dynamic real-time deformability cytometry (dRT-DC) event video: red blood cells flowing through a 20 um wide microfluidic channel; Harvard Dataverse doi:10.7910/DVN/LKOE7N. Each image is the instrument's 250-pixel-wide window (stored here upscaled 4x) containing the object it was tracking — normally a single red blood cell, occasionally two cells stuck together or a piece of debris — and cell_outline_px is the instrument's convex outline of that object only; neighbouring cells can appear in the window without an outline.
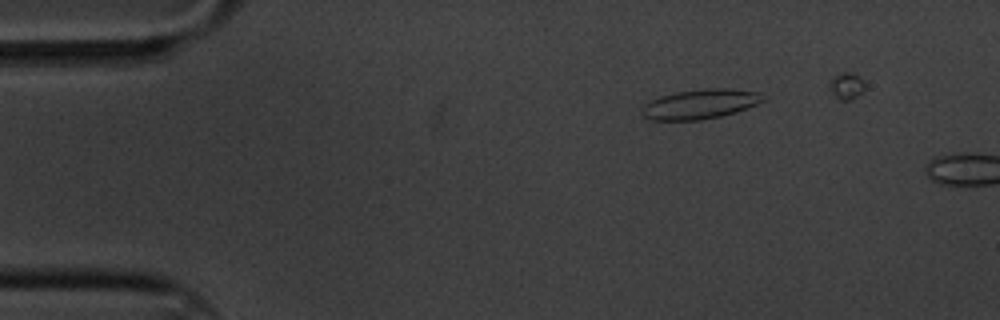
{"species": "common noctule bat (a hibernating species)", "species_latin": "Nyctalus noctula", "temperature_condition": "cold", "stored_images_in_passage": 4, "camera_frame_rate_fps": 3000, "um_per_image_px": 0.085, "animal": {"sex": "male", "body_mass_g": 20.1, "forearm_length_mm": 53.5}, "frame": {"image": 1, "passage_image": 3, "time_ms": 0.667, "image_size_px": [1000, 320], "cell_outline_px": [[764, 100], [748, 108], [736, 112], [720, 116], [700, 120], [652, 120], [644, 116], [640, 112], [644, 104], [660, 96], [676, 92], [704, 88], [728, 88], [760, 92]], "centroid_in_image_um": [59.5, 8.84], "position_along_channel_um": 25.5, "area_um2": 20.92}}